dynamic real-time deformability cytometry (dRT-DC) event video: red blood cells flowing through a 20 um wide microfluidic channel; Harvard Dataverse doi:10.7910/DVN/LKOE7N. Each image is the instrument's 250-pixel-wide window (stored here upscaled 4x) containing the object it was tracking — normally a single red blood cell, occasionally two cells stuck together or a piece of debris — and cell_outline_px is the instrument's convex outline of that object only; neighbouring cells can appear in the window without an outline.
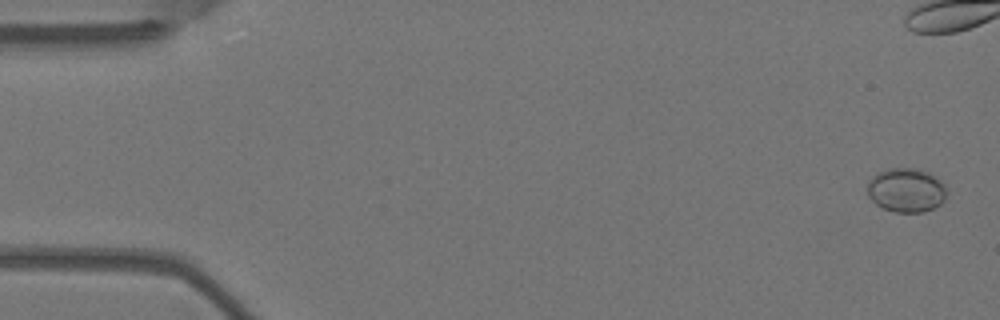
{"species": "Egyptian fruit bat (a non-hibernating species)", "species_latin": "Rousettus aegyptiacus", "temperature_condition": "warm", "stored_images_in_passage": 7, "camera_frame_rate_fps": 3000, "um_per_image_px": 0.085, "animal": {"sex": "female"}, "frame": {"image": 1, "passage_image": 1, "time_ms": 0.0, "image_size_px": [1000, 320], "cell_outline_px": [[948, 192], [944, 200], [940, 204], [924, 212], [896, 212], [884, 208], [876, 204], [868, 196], [868, 180], [876, 172], [888, 168], [916, 168], [928, 172], [940, 180], [944, 184]], "centroid_in_image_um": [77.03, 16.15], "position_along_channel_um": 8.0, "area_um2": 20.52}}
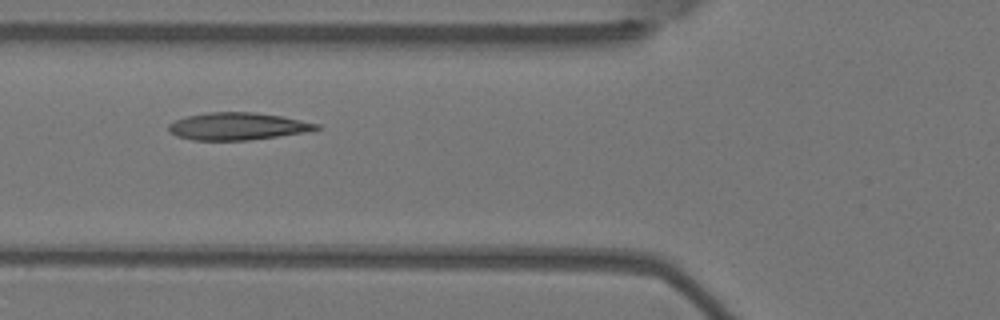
{"frame": {"image": 2, "passage_image": 7, "time_ms": 2.0, "image_size_px": [1000, 320], "cell_outline_px": [[320, 128], [308, 132], [248, 140], [192, 140], [176, 136], [168, 132], [168, 124], [176, 120], [188, 116], [208, 112], [252, 112], [280, 116], [320, 124]], "centroid_in_image_um": [20.17, 10.74], "position_along_channel_um": 105.6, "area_um2": 23.47}}